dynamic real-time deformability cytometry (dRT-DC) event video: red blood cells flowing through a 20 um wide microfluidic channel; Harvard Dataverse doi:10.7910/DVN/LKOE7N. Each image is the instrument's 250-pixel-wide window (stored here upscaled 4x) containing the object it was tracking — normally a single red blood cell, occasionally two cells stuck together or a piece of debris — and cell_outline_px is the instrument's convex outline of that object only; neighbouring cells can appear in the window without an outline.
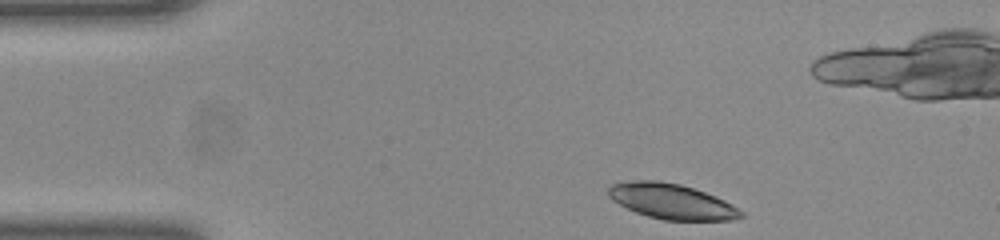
{"species": "common noctule bat (a hibernating species)", "species_latin": "Nyctalus noctula", "temperature_condition": "room temperature", "stored_images_in_passage": 44, "camera_frame_rate_fps": 3000, "um_per_image_px": 0.085, "animal": {"sex": "female", "body_mass_g": 23.0, "forearm_length_mm": 53.4}, "frame": {"image": 1, "passage_image": 1, "time_ms": 0.0, "image_size_px": [1000, 240], "cell_outline_px": [[744, 216], [732, 220], [664, 220], [648, 216], [636, 212], [612, 200], [608, 196], [608, 188], [612, 184], [632, 180], [660, 180], [680, 184], [704, 192], [724, 200], [732, 204], [744, 212]], "centroid_in_image_um": [57.09, 17.11], "position_along_channel_um": 27.9, "area_um2": 27.17}}
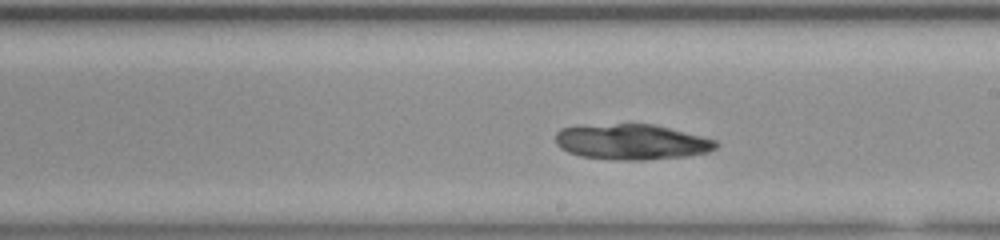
{"frame": {"image": 2, "passage_image": 21, "time_ms": 6.667, "image_size_px": [1000, 240], "cell_outline_px": [[720, 144], [716, 148], [708, 152], [688, 156], [644, 160], [620, 160], [580, 156], [568, 152], [560, 148], [556, 144], [556, 132], [560, 128], [576, 124], [652, 124], [716, 140]], "centroid_in_image_um": [53.63, 12.05], "position_along_channel_um": 235.4, "area_um2": 33.47}}
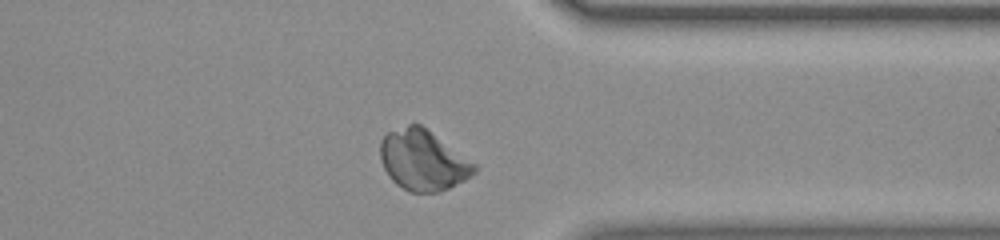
{"frame": {"image": 3, "passage_image": 32, "time_ms": 10.333, "image_size_px": [1000, 240], "cell_outline_px": [[480, 164], [476, 172], [464, 180], [448, 188], [436, 192], [408, 192], [396, 184], [388, 176], [380, 160], [380, 140], [388, 132], [408, 124], [420, 124]], "centroid_in_image_um": [35.98, 13.61], "position_along_channel_um": 375.4, "area_um2": 33.58}}